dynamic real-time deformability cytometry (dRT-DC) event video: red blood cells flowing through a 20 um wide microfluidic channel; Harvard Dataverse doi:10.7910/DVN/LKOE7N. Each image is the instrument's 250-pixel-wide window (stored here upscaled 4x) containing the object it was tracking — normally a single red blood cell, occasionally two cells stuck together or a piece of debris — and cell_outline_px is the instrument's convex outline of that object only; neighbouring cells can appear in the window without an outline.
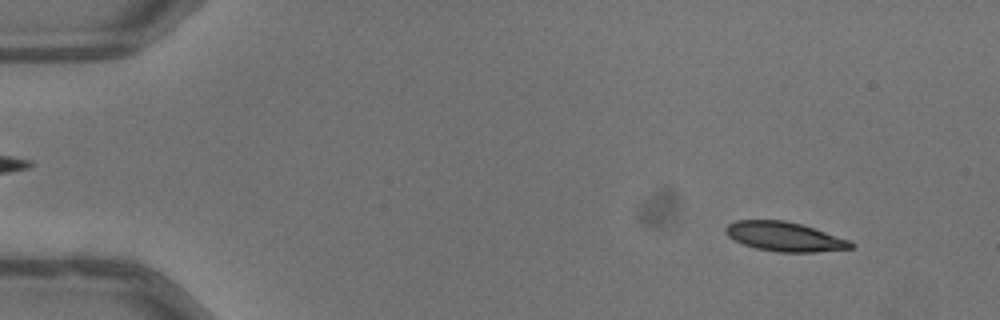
{"species": "common noctule bat (a hibernating species)", "species_latin": "Nyctalus noctula", "temperature_condition": "warm", "stored_images_in_passage": 51, "camera_frame_rate_fps": 3000, "um_per_image_px": 0.085, "animal": {"sex": "male", "body_mass_g": 13.3}, "frame": {"image": 1, "passage_image": 5, "time_ms": 1.333, "image_size_px": [1000, 320], "cell_outline_px": [[856, 248], [812, 252], [776, 252], [756, 248], [744, 244], [728, 236], [724, 232], [724, 228], [728, 224], [736, 220], [784, 220], [800, 224], [848, 240], [856, 244]], "centroid_in_image_um": [66.67, 20.12], "position_along_channel_um": 18.3, "area_um2": 21.21}}
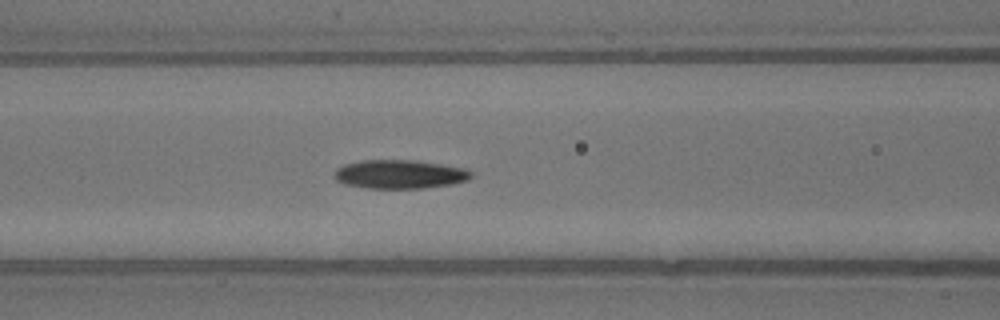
{"frame": {"image": 2, "passage_image": 22, "time_ms": 7.0, "image_size_px": [1000, 320], "cell_outline_px": [[472, 176], [468, 180], [452, 184], [424, 188], [368, 188], [344, 184], [336, 180], [332, 176], [336, 168], [344, 164], [360, 160], [416, 160], [464, 168], [472, 172]], "centroid_in_image_um": [33.94, 14.81], "position_along_channel_um": 132.7, "area_um2": 23.06}}
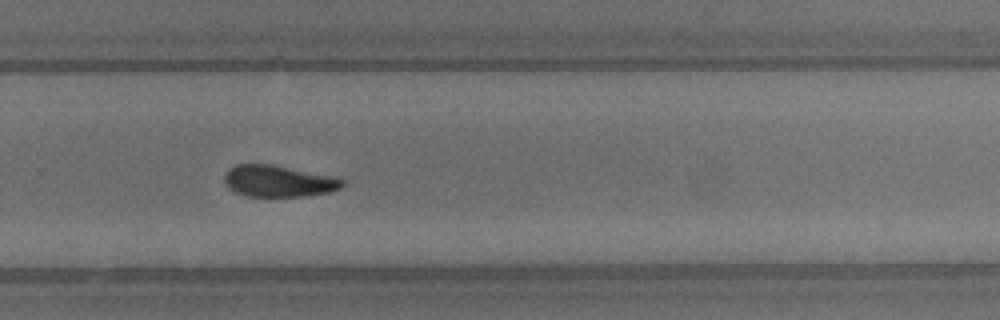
{"frame": {"image": 3, "passage_image": 35, "time_ms": 11.333, "image_size_px": [1000, 320], "cell_outline_px": [[344, 184], [340, 188], [328, 192], [304, 196], [244, 196], [228, 188], [224, 184], [224, 172], [228, 168], [236, 164], [272, 164], [332, 176], [344, 180]], "centroid_in_image_um": [23.6, 15.39], "position_along_channel_um": 306.2, "area_um2": 21.73}, "authors_computed_cell_mechanics": {"area_um2": 22.3686, "velocity_mm_per_s": 4.0183, "shape_relaxation_time_tau1_ms": 5.4035, "shape_relaxation_time_tau2_ms": 4.2324, "deformation_change_tau1": 0.1577, "deformation_change_tau2": 0.1016}}